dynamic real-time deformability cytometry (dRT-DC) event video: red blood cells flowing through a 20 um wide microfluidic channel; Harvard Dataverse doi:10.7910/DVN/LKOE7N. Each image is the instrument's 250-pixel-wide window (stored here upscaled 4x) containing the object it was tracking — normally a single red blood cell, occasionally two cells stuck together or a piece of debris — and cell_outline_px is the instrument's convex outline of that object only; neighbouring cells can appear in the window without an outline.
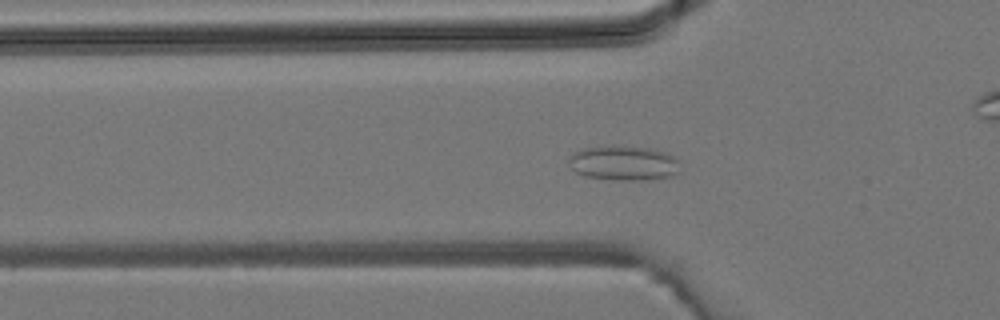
{"species": "common noctule bat (a hibernating species)", "species_latin": "Nyctalus noctula", "temperature_condition": "room temperature", "stored_images_in_passage": 43, "camera_frame_rate_fps": 3000, "um_per_image_px": 0.085, "animal": {"sex": "male", "body_mass_g": 19.2, "forearm_length_mm": 51.8}, "frame": {"image": 1, "passage_image": 14, "time_ms": 4.333, "image_size_px": [1000, 320], "cell_outline_px": [[680, 172], [668, 176], [644, 180], [616, 180], [584, 176], [576, 172], [572, 168], [568, 160], [576, 152], [584, 148], [612, 144], [648, 148], [668, 152], [676, 160]], "centroid_in_image_um": [53.0, 13.84], "position_along_channel_um": 72.8, "area_um2": 22.54}}
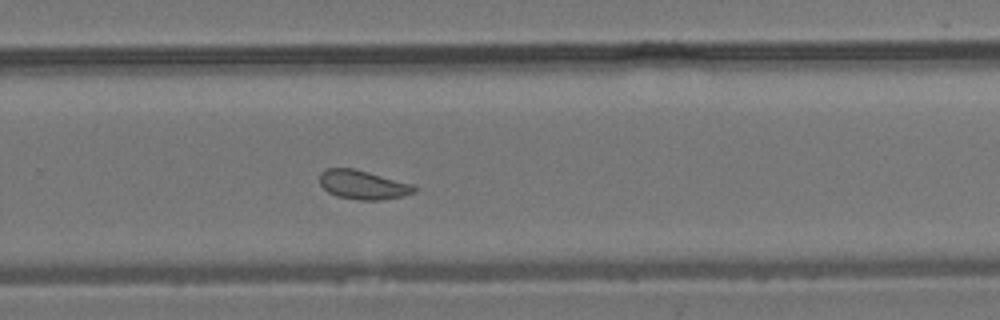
{"frame": {"image": 2, "passage_image": 28, "time_ms": 9.0, "image_size_px": [1000, 320], "cell_outline_px": [[416, 192], [404, 196], [384, 200], [360, 200], [336, 196], [328, 192], [320, 184], [320, 172], [328, 168], [356, 168], [416, 184]], "centroid_in_image_um": [30.91, 15.7], "position_along_channel_um": 298.9, "area_um2": 16.42}}
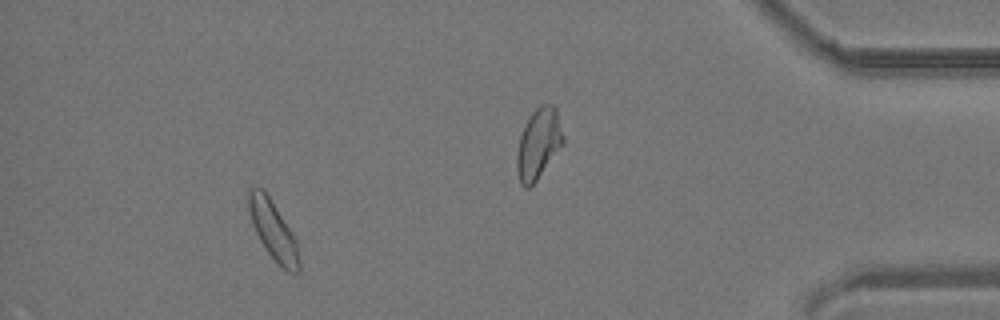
{"frame": {"image": 3, "passage_image": 39, "time_ms": 12.667, "image_size_px": [1000, 320], "cell_outline_px": [[300, 272], [288, 272], [268, 252], [260, 240], [252, 224], [248, 208], [248, 188], [256, 184], [264, 188], [292, 232], [296, 240], [300, 264]], "centroid_in_image_um": [23.19, 19.49], "position_along_channel_um": 412.0, "area_um2": 17.22}}